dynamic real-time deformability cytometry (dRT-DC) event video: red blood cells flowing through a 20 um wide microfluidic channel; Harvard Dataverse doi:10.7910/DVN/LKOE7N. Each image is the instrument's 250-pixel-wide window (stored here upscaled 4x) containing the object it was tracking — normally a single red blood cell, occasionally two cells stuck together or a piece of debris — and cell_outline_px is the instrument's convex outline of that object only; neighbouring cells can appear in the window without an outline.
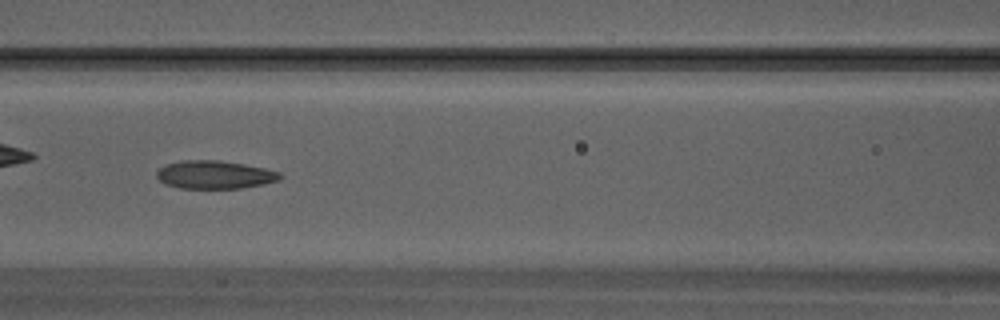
{"species": "Egyptian fruit bat (a non-hibernating species)", "species_latin": "Rousettus aegyptiacus", "temperature_condition": "warm", "stored_images_in_passage": 23, "camera_frame_rate_fps": 3000, "um_per_image_px": 0.085, "animal": {"sex": "male"}, "frame": {"image": 1, "passage_image": 7, "time_ms": 2.0, "image_size_px": [1000, 320], "cell_outline_px": [[284, 176], [280, 180], [264, 184], [240, 188], [180, 188], [164, 184], [156, 176], [156, 172], [160, 168], [168, 164], [184, 160], [220, 160], [244, 164], [264, 168], [280, 172]], "centroid_in_image_um": [18.28, 14.85], "position_along_channel_um": 148.3, "area_um2": 20.23}}
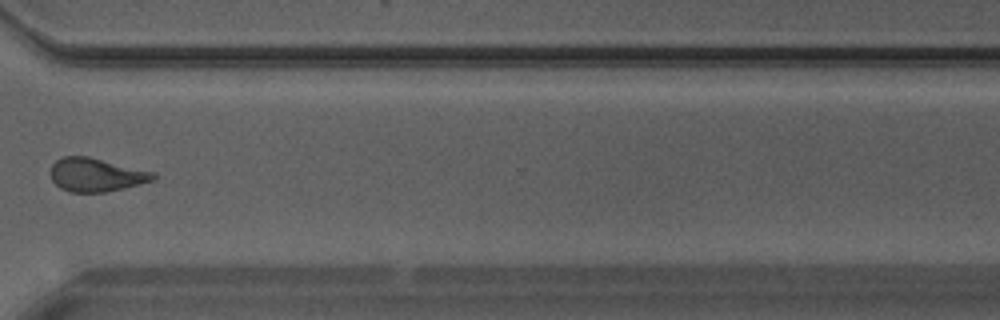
{"frame": {"image": 2, "passage_image": 17, "time_ms": 5.333, "image_size_px": [1000, 320], "cell_outline_px": [[156, 180], [124, 188], [104, 192], [68, 192], [60, 188], [52, 180], [48, 172], [52, 164], [56, 160], [64, 156], [88, 156], [156, 172]], "centroid_in_image_um": [8.16, 14.85], "position_along_channel_um": 362.4, "area_um2": 20.35}}